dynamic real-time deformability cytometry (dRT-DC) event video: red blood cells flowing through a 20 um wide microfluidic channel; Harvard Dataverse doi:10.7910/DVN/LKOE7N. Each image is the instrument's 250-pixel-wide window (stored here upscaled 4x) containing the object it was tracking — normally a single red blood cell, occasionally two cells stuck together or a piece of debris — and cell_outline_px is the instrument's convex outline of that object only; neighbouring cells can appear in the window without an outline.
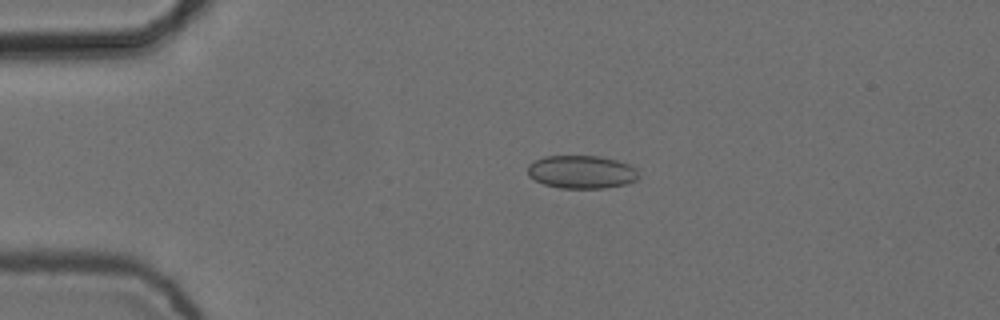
{"species": "common noctule bat (a hibernating species)", "species_latin": "Nyctalus noctula", "temperature_condition": "cold", "stored_images_in_passage": 3, "camera_frame_rate_fps": 3000, "um_per_image_px": 0.085, "animal": {"sex": "female", "body_mass_g": 24.6, "forearm_length_mm": 56.2}, "frame": {"image": 1, "passage_image": 2, "time_ms": 0.333, "image_size_px": [1000, 320], "cell_outline_px": [[640, 176], [636, 180], [628, 184], [604, 188], [560, 188], [544, 184], [528, 176], [528, 164], [544, 156], [600, 156], [616, 160], [628, 164], [636, 168]], "centroid_in_image_um": [49.45, 14.62], "position_along_channel_um": 35.5, "area_um2": 21.5}}